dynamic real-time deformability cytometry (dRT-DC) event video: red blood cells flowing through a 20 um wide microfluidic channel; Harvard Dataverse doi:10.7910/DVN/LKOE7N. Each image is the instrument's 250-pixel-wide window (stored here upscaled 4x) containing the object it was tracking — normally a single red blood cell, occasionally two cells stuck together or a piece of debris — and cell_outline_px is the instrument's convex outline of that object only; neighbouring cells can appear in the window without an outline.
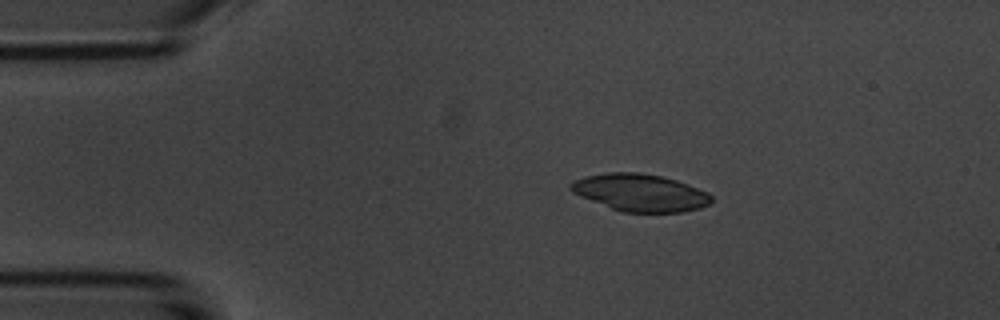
{"species": "common noctule bat (a hibernating species)", "species_latin": "Nyctalus noctula", "temperature_condition": "room temperature", "stored_images_in_passage": 4, "camera_frame_rate_fps": 3000, "um_per_image_px": 0.085, "animal": {"sex": "male", "body_mass_g": 20.1, "forearm_length_mm": 53.5}, "frame": {"image": 1, "passage_image": 1, "time_ms": 0.0, "image_size_px": [1000, 320], "cell_outline_px": [[712, 200], [708, 204], [700, 208], [684, 212], [624, 212], [612, 208], [580, 196], [572, 192], [568, 188], [568, 184], [572, 180], [584, 176], [608, 172], [640, 172], [660, 176], [676, 180], [688, 184], [708, 192], [712, 196]], "centroid_in_image_um": [54.39, 16.36], "position_along_channel_um": 30.6, "area_um2": 30.63}}